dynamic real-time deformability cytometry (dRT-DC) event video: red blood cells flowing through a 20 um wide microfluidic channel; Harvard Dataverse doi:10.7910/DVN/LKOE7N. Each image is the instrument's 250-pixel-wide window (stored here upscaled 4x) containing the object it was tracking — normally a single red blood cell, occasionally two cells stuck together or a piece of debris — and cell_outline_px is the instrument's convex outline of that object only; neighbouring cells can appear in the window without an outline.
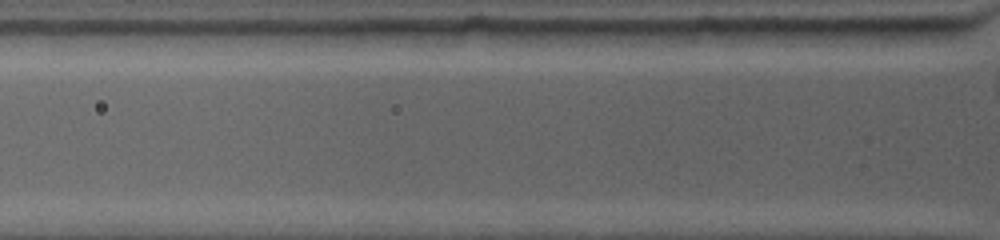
{"species": "common noctule bat (a hibernating species)", "species_latin": "Nyctalus noctula", "temperature_condition": "warm", "stored_images_in_passage": 2, "camera_frame_rate_fps": 4500, "um_per_image_px": 0.085, "animal": {"sex": "female", "body_mass_g": 19.0, "forearm_length_mm": 53.3}, "frame": {"image": 1, "passage_image": 2, "time_ms": 0.889, "image_size_px": [1000, 240], "cell_outline_px": [[956, 36], [908, 48], [868, 44], [852, 28], [956, 28]], "centroid_in_image_um": [76.85, 3.06], "position_along_channel_um": 48.9, "area_um2": 10.98}}